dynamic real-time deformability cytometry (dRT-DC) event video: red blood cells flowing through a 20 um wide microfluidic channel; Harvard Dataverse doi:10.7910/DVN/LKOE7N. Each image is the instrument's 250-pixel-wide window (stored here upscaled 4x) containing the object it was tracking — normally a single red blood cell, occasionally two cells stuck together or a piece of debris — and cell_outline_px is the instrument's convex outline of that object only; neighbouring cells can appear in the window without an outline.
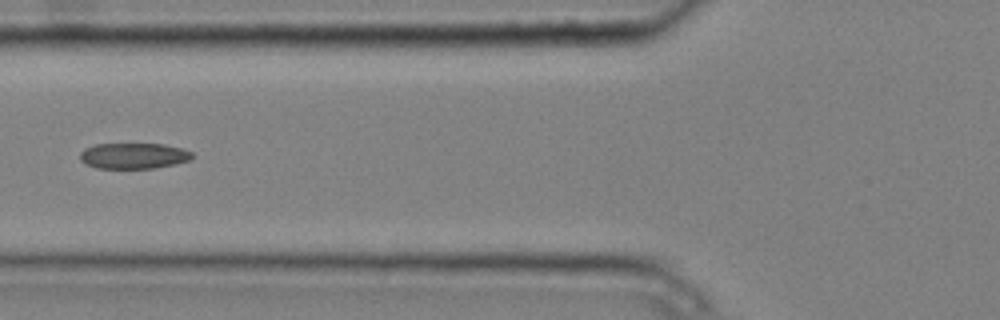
{"species": "common noctule bat (a hibernating species)", "species_latin": "Nyctalus noctula", "temperature_condition": "cold", "stored_images_in_passage": 3, "camera_frame_rate_fps": 3000, "um_per_image_px": 0.085, "animal": {"sex": "male", "body_mass_g": 20.4}, "frame": {"image": 1, "passage_image": 3, "time_ms": 0.667, "image_size_px": [1000, 320], "cell_outline_px": [[192, 156], [188, 160], [156, 168], [96, 168], [84, 164], [80, 160], [80, 152], [84, 148], [96, 144], [164, 144], [180, 148], [192, 152]], "centroid_in_image_um": [11.29, 13.24], "position_along_channel_um": 114.5, "area_um2": 16.76}}